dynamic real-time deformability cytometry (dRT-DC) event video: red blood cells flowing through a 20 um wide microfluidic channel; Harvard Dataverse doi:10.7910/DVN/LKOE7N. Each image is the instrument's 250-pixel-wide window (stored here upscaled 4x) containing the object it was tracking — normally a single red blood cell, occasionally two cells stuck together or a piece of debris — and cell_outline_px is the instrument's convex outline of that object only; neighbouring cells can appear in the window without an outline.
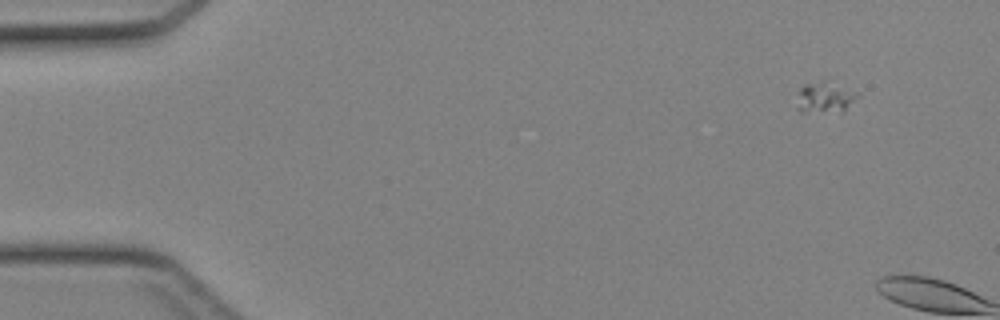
{"species": "Egyptian fruit bat (a non-hibernating species)", "species_latin": "Rousettus aegyptiacus", "temperature_condition": "cold", "stored_images_in_passage": 5, "camera_frame_rate_fps": 3000, "um_per_image_px": 0.085, "animal": {"sex": "female"}, "frame": {"image": 1, "passage_image": 3, "time_ms": 0.667, "image_size_px": [1000, 320], "cell_outline_px": [[860, 96], [844, 112], [804, 112], [796, 108], [800, 88], [804, 84], [824, 80]], "centroid_in_image_um": [70.08, 8.32], "position_along_channel_um": 14.9, "area_um2": 10.69}}